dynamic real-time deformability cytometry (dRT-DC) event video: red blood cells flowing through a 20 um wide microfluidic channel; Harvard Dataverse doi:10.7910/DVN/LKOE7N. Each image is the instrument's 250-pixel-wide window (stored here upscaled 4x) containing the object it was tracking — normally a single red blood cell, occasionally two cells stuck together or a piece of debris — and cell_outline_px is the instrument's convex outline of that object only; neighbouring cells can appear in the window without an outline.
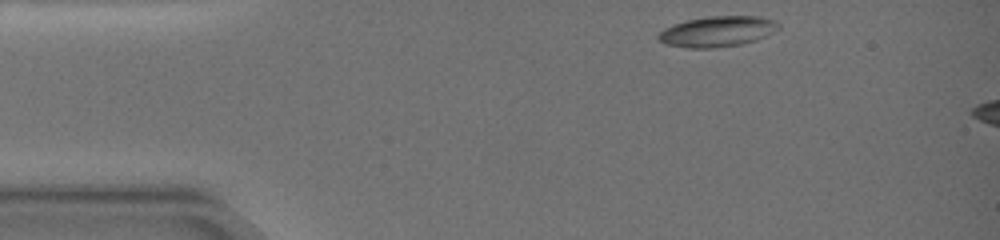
{"species": "common noctule bat (a hibernating species)", "species_latin": "Nyctalus noctula", "temperature_condition": "warm", "stored_images_in_passage": 39, "camera_frame_rate_fps": 3000, "um_per_image_px": 0.085, "animal": {"sex": "female", "body_mass_g": 19.0, "forearm_length_mm": 51.5}, "frame": {"image": 1, "passage_image": 1, "time_ms": 0.0, "image_size_px": [1000, 240], "cell_outline_px": [[780, 28], [756, 40], [740, 44], [712, 48], [684, 48], [664, 44], [656, 40], [656, 36], [664, 28], [672, 24], [688, 20], [708, 16], [760, 16], [776, 20], [780, 24]], "centroid_in_image_um": [60.94, 2.67], "position_along_channel_um": 24.1, "area_um2": 21.62}}
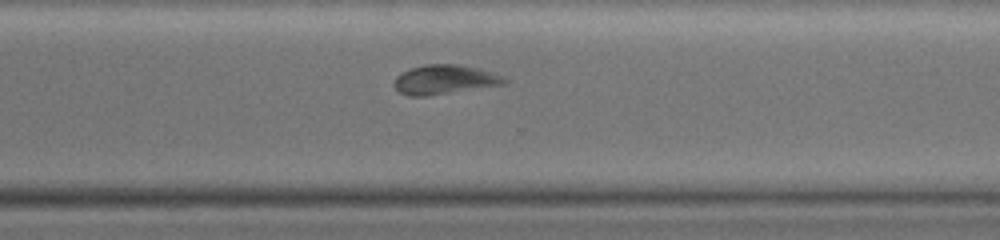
{"frame": {"image": 2, "passage_image": 30, "time_ms": 11.0, "image_size_px": [1000, 240], "cell_outline_px": [[508, 84], [428, 96], [408, 96], [400, 92], [392, 84], [396, 76], [412, 68], [424, 64], [460, 64], [492, 72], [504, 76], [508, 80]], "centroid_in_image_um": [37.82, 6.77], "position_along_channel_um": 332.8, "area_um2": 19.02}}
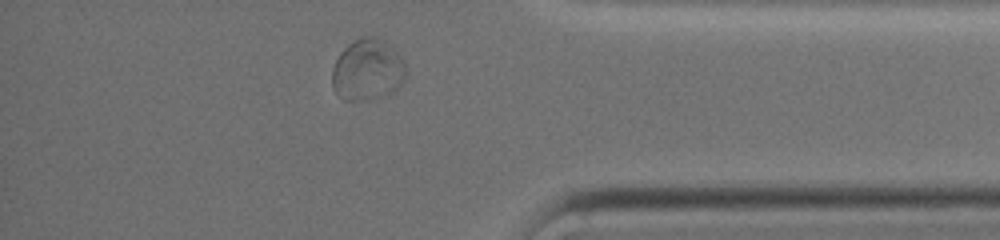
{"frame": {"image": 3, "passage_image": 36, "time_ms": 13.333, "image_size_px": [1000, 240], "cell_outline_px": [[408, 68], [404, 80], [396, 88], [380, 96], [364, 100], [344, 100], [332, 88], [332, 68], [340, 52], [348, 44], [364, 36], [376, 36], [384, 40], [396, 48], [400, 52]], "centroid_in_image_um": [31.27, 5.89], "position_along_channel_um": 403.9, "area_um2": 26.65}, "authors_computed_cell_mechanics": {"area_um2": 19.074, "velocity_mm_per_s": 3.431, "shape_relaxation_time_tau1_ms": 3.4073, "shape_relaxation_time_tau2_ms": 5.3927, "deformation_change_tau1": 0.1167, "deformation_change_tau2": 0.102}}